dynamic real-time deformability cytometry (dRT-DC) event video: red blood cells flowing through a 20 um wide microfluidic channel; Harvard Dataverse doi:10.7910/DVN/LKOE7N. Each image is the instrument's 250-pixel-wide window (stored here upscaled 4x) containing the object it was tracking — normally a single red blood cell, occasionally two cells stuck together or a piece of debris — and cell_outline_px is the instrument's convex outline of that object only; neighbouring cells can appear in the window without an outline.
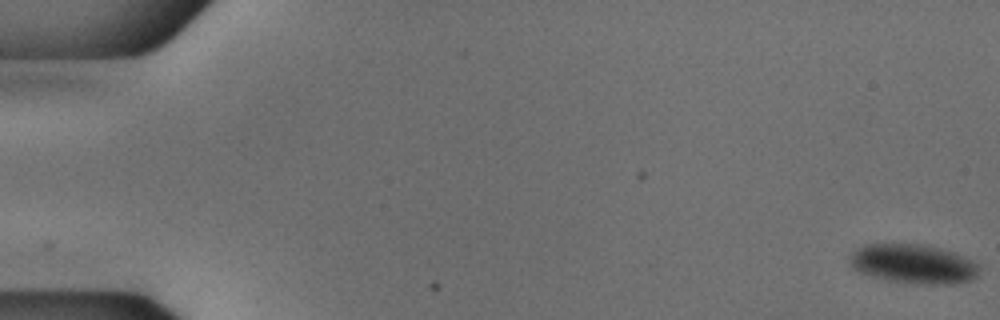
{"species": "common noctule bat (a hibernating species)", "species_latin": "Nyctalus noctula", "temperature_condition": "cold", "stored_images_in_passage": 11, "camera_frame_rate_fps": 3000, "um_per_image_px": 0.085, "animal": {"sex": "male", "body_mass_g": 18.8}, "frame": {"image": 1, "passage_image": 1, "time_ms": 0.0, "image_size_px": [1000, 320], "cell_outline_px": [[976, 276], [952, 284], [916, 284], [892, 280], [872, 276], [860, 272], [852, 268], [852, 252], [868, 244], [920, 244], [940, 248], [952, 252], [972, 260], [976, 264]], "centroid_in_image_um": [77.61, 22.43], "position_along_channel_um": 7.4, "area_um2": 28.73}}